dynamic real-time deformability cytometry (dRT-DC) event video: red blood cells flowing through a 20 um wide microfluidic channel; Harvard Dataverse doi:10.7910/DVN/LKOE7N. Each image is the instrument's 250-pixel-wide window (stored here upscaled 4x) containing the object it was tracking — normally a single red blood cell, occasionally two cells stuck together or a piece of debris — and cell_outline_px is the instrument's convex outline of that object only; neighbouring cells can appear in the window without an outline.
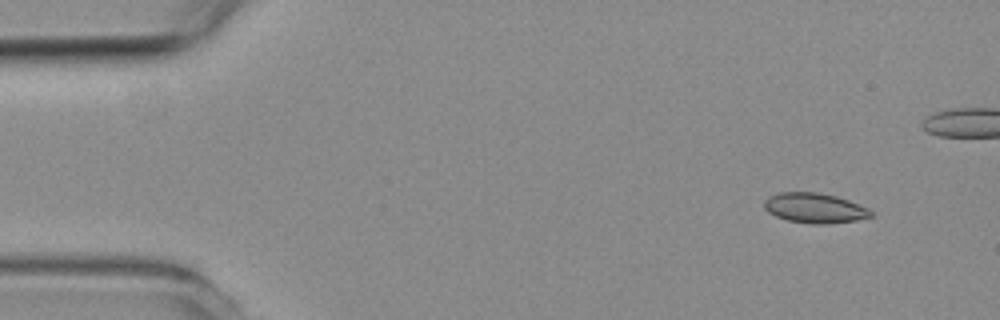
{"species": "common noctule bat (a hibernating species)", "species_latin": "Nyctalus noctula", "temperature_condition": "room temperature", "stored_images_in_passage": 8, "camera_frame_rate_fps": 3000, "um_per_image_px": 0.085, "animal": {"sex": "female", "body_mass_g": 19.3, "forearm_length_mm": 54.1}, "frame": {"image": 1, "passage_image": 1, "time_ms": 0.0, "image_size_px": [1000, 320], "cell_outline_px": [[872, 216], [856, 220], [828, 224], [812, 224], [788, 220], [776, 216], [768, 212], [764, 208], [764, 200], [768, 196], [780, 192], [816, 192], [836, 196], [848, 200], [868, 208], [872, 212]], "centroid_in_image_um": [69.22, 17.68], "position_along_channel_um": 15.8, "area_um2": 18.61}}
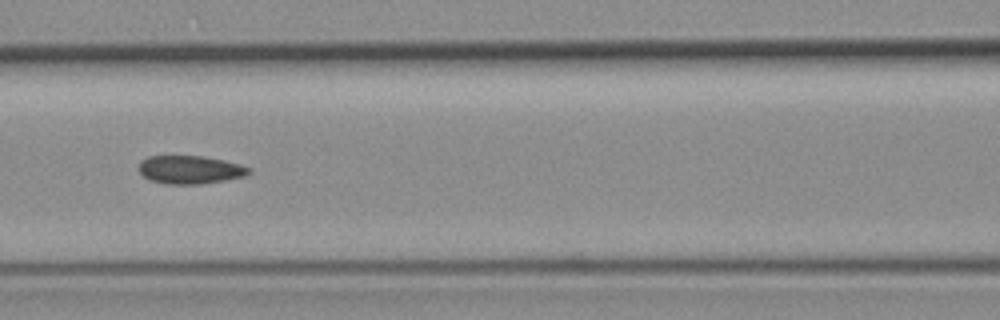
{"frame": {"image": 2, "passage_image": 6, "time_ms": 6.333, "image_size_px": [1000, 320], "cell_outline_px": [[252, 172], [244, 176], [224, 180], [200, 184], [168, 184], [148, 180], [140, 172], [140, 160], [148, 156], [200, 156], [224, 160], [240, 164], [252, 168]], "centroid_in_image_um": [16.17, 14.42], "position_along_channel_um": 150.4, "area_um2": 18.09}}
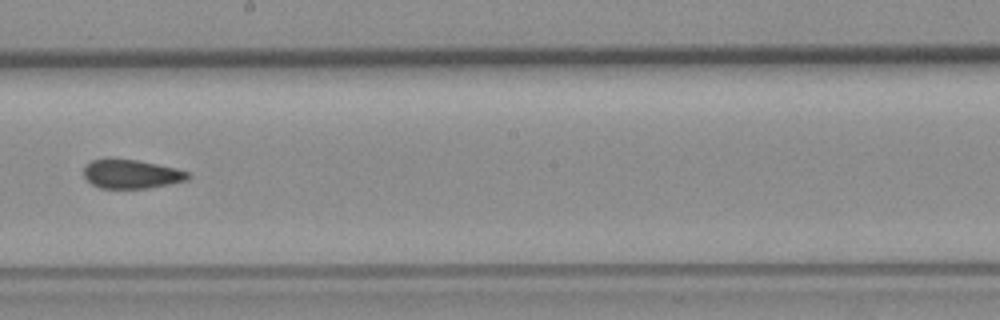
{"frame": {"image": 3, "passage_image": 8, "time_ms": 8.667, "image_size_px": [1000, 320], "cell_outline_px": [[192, 176], [188, 180], [148, 188], [100, 188], [92, 184], [84, 176], [84, 164], [92, 160], [108, 156], [136, 160], [176, 168], [188, 172]], "centroid_in_image_um": [11.12, 14.76], "position_along_channel_um": 237.1, "area_um2": 17.92}}